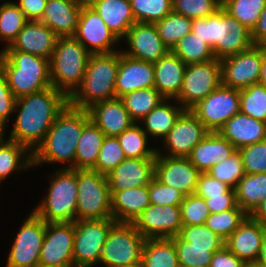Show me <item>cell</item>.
Masks as SVG:
<instances>
[{"instance_id":"1","label":"cell","mask_w":266,"mask_h":267,"mask_svg":"<svg viewBox=\"0 0 266 267\" xmlns=\"http://www.w3.org/2000/svg\"><path fill=\"white\" fill-rule=\"evenodd\" d=\"M68 104L69 98L53 86L16 99L14 110L19 114L8 139L33 153Z\"/></svg>"},{"instance_id":"2","label":"cell","mask_w":266,"mask_h":267,"mask_svg":"<svg viewBox=\"0 0 266 267\" xmlns=\"http://www.w3.org/2000/svg\"><path fill=\"white\" fill-rule=\"evenodd\" d=\"M90 119L88 110L69 104L56 117L42 143L32 153V166L40 163H69L65 168L75 169L77 143Z\"/></svg>"},{"instance_id":"3","label":"cell","mask_w":266,"mask_h":267,"mask_svg":"<svg viewBox=\"0 0 266 267\" xmlns=\"http://www.w3.org/2000/svg\"><path fill=\"white\" fill-rule=\"evenodd\" d=\"M192 31L212 48L218 60L236 55L253 45L251 31L222 7L206 18L193 19Z\"/></svg>"},{"instance_id":"4","label":"cell","mask_w":266,"mask_h":267,"mask_svg":"<svg viewBox=\"0 0 266 267\" xmlns=\"http://www.w3.org/2000/svg\"><path fill=\"white\" fill-rule=\"evenodd\" d=\"M120 50L91 54L81 85L69 97V105L87 110L95 103L116 98L115 83Z\"/></svg>"},{"instance_id":"5","label":"cell","mask_w":266,"mask_h":267,"mask_svg":"<svg viewBox=\"0 0 266 267\" xmlns=\"http://www.w3.org/2000/svg\"><path fill=\"white\" fill-rule=\"evenodd\" d=\"M0 71L15 98L52 86L50 60L22 51H1Z\"/></svg>"},{"instance_id":"6","label":"cell","mask_w":266,"mask_h":267,"mask_svg":"<svg viewBox=\"0 0 266 267\" xmlns=\"http://www.w3.org/2000/svg\"><path fill=\"white\" fill-rule=\"evenodd\" d=\"M90 55L74 37H59L50 59L52 86L69 98L82 83Z\"/></svg>"},{"instance_id":"7","label":"cell","mask_w":266,"mask_h":267,"mask_svg":"<svg viewBox=\"0 0 266 267\" xmlns=\"http://www.w3.org/2000/svg\"><path fill=\"white\" fill-rule=\"evenodd\" d=\"M52 177L47 196L33 212L46 223L75 222L77 169L61 168Z\"/></svg>"},{"instance_id":"8","label":"cell","mask_w":266,"mask_h":267,"mask_svg":"<svg viewBox=\"0 0 266 267\" xmlns=\"http://www.w3.org/2000/svg\"><path fill=\"white\" fill-rule=\"evenodd\" d=\"M76 220L112 218L107 176L92 169H77Z\"/></svg>"},{"instance_id":"9","label":"cell","mask_w":266,"mask_h":267,"mask_svg":"<svg viewBox=\"0 0 266 267\" xmlns=\"http://www.w3.org/2000/svg\"><path fill=\"white\" fill-rule=\"evenodd\" d=\"M146 239L132 223L116 222L107 234L100 262L107 267H120L142 261Z\"/></svg>"},{"instance_id":"10","label":"cell","mask_w":266,"mask_h":267,"mask_svg":"<svg viewBox=\"0 0 266 267\" xmlns=\"http://www.w3.org/2000/svg\"><path fill=\"white\" fill-rule=\"evenodd\" d=\"M115 223L113 218L74 222V267H93L100 262L107 234Z\"/></svg>"},{"instance_id":"11","label":"cell","mask_w":266,"mask_h":267,"mask_svg":"<svg viewBox=\"0 0 266 267\" xmlns=\"http://www.w3.org/2000/svg\"><path fill=\"white\" fill-rule=\"evenodd\" d=\"M222 84L221 63L212 59L204 63L189 64L186 67L183 85L179 95L173 99L190 110Z\"/></svg>"},{"instance_id":"12","label":"cell","mask_w":266,"mask_h":267,"mask_svg":"<svg viewBox=\"0 0 266 267\" xmlns=\"http://www.w3.org/2000/svg\"><path fill=\"white\" fill-rule=\"evenodd\" d=\"M190 110L210 132H218L240 112L239 90L221 84Z\"/></svg>"},{"instance_id":"13","label":"cell","mask_w":266,"mask_h":267,"mask_svg":"<svg viewBox=\"0 0 266 267\" xmlns=\"http://www.w3.org/2000/svg\"><path fill=\"white\" fill-rule=\"evenodd\" d=\"M266 46L253 44L249 49L220 60L222 85L244 89L259 83Z\"/></svg>"},{"instance_id":"14","label":"cell","mask_w":266,"mask_h":267,"mask_svg":"<svg viewBox=\"0 0 266 267\" xmlns=\"http://www.w3.org/2000/svg\"><path fill=\"white\" fill-rule=\"evenodd\" d=\"M45 230L46 222L32 211L14 239L6 267H34L39 265Z\"/></svg>"},{"instance_id":"15","label":"cell","mask_w":266,"mask_h":267,"mask_svg":"<svg viewBox=\"0 0 266 267\" xmlns=\"http://www.w3.org/2000/svg\"><path fill=\"white\" fill-rule=\"evenodd\" d=\"M74 222L46 223L39 265L74 267Z\"/></svg>"},{"instance_id":"16","label":"cell","mask_w":266,"mask_h":267,"mask_svg":"<svg viewBox=\"0 0 266 267\" xmlns=\"http://www.w3.org/2000/svg\"><path fill=\"white\" fill-rule=\"evenodd\" d=\"M73 37L83 44L91 54L118 51L111 46L113 47L115 43L120 41L88 3L82 5L77 29Z\"/></svg>"},{"instance_id":"17","label":"cell","mask_w":266,"mask_h":267,"mask_svg":"<svg viewBox=\"0 0 266 267\" xmlns=\"http://www.w3.org/2000/svg\"><path fill=\"white\" fill-rule=\"evenodd\" d=\"M132 224L145 239L175 237L182 228L180 206L150 204Z\"/></svg>"},{"instance_id":"18","label":"cell","mask_w":266,"mask_h":267,"mask_svg":"<svg viewBox=\"0 0 266 267\" xmlns=\"http://www.w3.org/2000/svg\"><path fill=\"white\" fill-rule=\"evenodd\" d=\"M200 173L188 158L164 156L157 149L154 177L164 185L188 196L195 193Z\"/></svg>"},{"instance_id":"19","label":"cell","mask_w":266,"mask_h":267,"mask_svg":"<svg viewBox=\"0 0 266 267\" xmlns=\"http://www.w3.org/2000/svg\"><path fill=\"white\" fill-rule=\"evenodd\" d=\"M209 132L191 110H185L163 139L164 148L169 152L165 156L187 158Z\"/></svg>"},{"instance_id":"20","label":"cell","mask_w":266,"mask_h":267,"mask_svg":"<svg viewBox=\"0 0 266 267\" xmlns=\"http://www.w3.org/2000/svg\"><path fill=\"white\" fill-rule=\"evenodd\" d=\"M124 38L129 50L122 53L136 60L154 64L170 51L159 36L155 23L135 22Z\"/></svg>"},{"instance_id":"21","label":"cell","mask_w":266,"mask_h":267,"mask_svg":"<svg viewBox=\"0 0 266 267\" xmlns=\"http://www.w3.org/2000/svg\"><path fill=\"white\" fill-rule=\"evenodd\" d=\"M265 235L266 224L247 216L225 240V246L249 266L256 264Z\"/></svg>"},{"instance_id":"22","label":"cell","mask_w":266,"mask_h":267,"mask_svg":"<svg viewBox=\"0 0 266 267\" xmlns=\"http://www.w3.org/2000/svg\"><path fill=\"white\" fill-rule=\"evenodd\" d=\"M58 38L41 21H27L17 38L2 51H22L50 60Z\"/></svg>"},{"instance_id":"23","label":"cell","mask_w":266,"mask_h":267,"mask_svg":"<svg viewBox=\"0 0 266 267\" xmlns=\"http://www.w3.org/2000/svg\"><path fill=\"white\" fill-rule=\"evenodd\" d=\"M155 175V158H126L107 175L110 191L149 185Z\"/></svg>"},{"instance_id":"24","label":"cell","mask_w":266,"mask_h":267,"mask_svg":"<svg viewBox=\"0 0 266 267\" xmlns=\"http://www.w3.org/2000/svg\"><path fill=\"white\" fill-rule=\"evenodd\" d=\"M154 64L133 59L120 52L119 68L116 77V98L139 89L154 88Z\"/></svg>"},{"instance_id":"25","label":"cell","mask_w":266,"mask_h":267,"mask_svg":"<svg viewBox=\"0 0 266 267\" xmlns=\"http://www.w3.org/2000/svg\"><path fill=\"white\" fill-rule=\"evenodd\" d=\"M87 110L105 136L117 137L135 123L120 98L95 103Z\"/></svg>"},{"instance_id":"26","label":"cell","mask_w":266,"mask_h":267,"mask_svg":"<svg viewBox=\"0 0 266 267\" xmlns=\"http://www.w3.org/2000/svg\"><path fill=\"white\" fill-rule=\"evenodd\" d=\"M83 4L75 0H48L39 21L58 37H73Z\"/></svg>"},{"instance_id":"27","label":"cell","mask_w":266,"mask_h":267,"mask_svg":"<svg viewBox=\"0 0 266 267\" xmlns=\"http://www.w3.org/2000/svg\"><path fill=\"white\" fill-rule=\"evenodd\" d=\"M218 132L239 150L266 140V123L241 112L231 117Z\"/></svg>"},{"instance_id":"28","label":"cell","mask_w":266,"mask_h":267,"mask_svg":"<svg viewBox=\"0 0 266 267\" xmlns=\"http://www.w3.org/2000/svg\"><path fill=\"white\" fill-rule=\"evenodd\" d=\"M110 192L112 218L119 223H133L151 204L149 185Z\"/></svg>"},{"instance_id":"29","label":"cell","mask_w":266,"mask_h":267,"mask_svg":"<svg viewBox=\"0 0 266 267\" xmlns=\"http://www.w3.org/2000/svg\"><path fill=\"white\" fill-rule=\"evenodd\" d=\"M235 151L236 148L219 132H209L187 158L201 173H206Z\"/></svg>"},{"instance_id":"30","label":"cell","mask_w":266,"mask_h":267,"mask_svg":"<svg viewBox=\"0 0 266 267\" xmlns=\"http://www.w3.org/2000/svg\"><path fill=\"white\" fill-rule=\"evenodd\" d=\"M187 65L172 51L154 63V88L165 98L175 99L182 88Z\"/></svg>"},{"instance_id":"31","label":"cell","mask_w":266,"mask_h":267,"mask_svg":"<svg viewBox=\"0 0 266 267\" xmlns=\"http://www.w3.org/2000/svg\"><path fill=\"white\" fill-rule=\"evenodd\" d=\"M109 29L121 40L136 22L130 0H87Z\"/></svg>"},{"instance_id":"32","label":"cell","mask_w":266,"mask_h":267,"mask_svg":"<svg viewBox=\"0 0 266 267\" xmlns=\"http://www.w3.org/2000/svg\"><path fill=\"white\" fill-rule=\"evenodd\" d=\"M105 134L89 119L85 124L75 153V169H93Z\"/></svg>"},{"instance_id":"33","label":"cell","mask_w":266,"mask_h":267,"mask_svg":"<svg viewBox=\"0 0 266 267\" xmlns=\"http://www.w3.org/2000/svg\"><path fill=\"white\" fill-rule=\"evenodd\" d=\"M170 99L163 100L159 105H157L149 114H147L141 123L145 124V129H143L146 134L155 137L167 136L170 130L173 128L177 119L185 111L183 107L172 106L169 104Z\"/></svg>"},{"instance_id":"34","label":"cell","mask_w":266,"mask_h":267,"mask_svg":"<svg viewBox=\"0 0 266 267\" xmlns=\"http://www.w3.org/2000/svg\"><path fill=\"white\" fill-rule=\"evenodd\" d=\"M234 190L237 205L249 215L266 199V173L245 174Z\"/></svg>"},{"instance_id":"35","label":"cell","mask_w":266,"mask_h":267,"mask_svg":"<svg viewBox=\"0 0 266 267\" xmlns=\"http://www.w3.org/2000/svg\"><path fill=\"white\" fill-rule=\"evenodd\" d=\"M144 267H180L172 238L146 239L142 253Z\"/></svg>"},{"instance_id":"36","label":"cell","mask_w":266,"mask_h":267,"mask_svg":"<svg viewBox=\"0 0 266 267\" xmlns=\"http://www.w3.org/2000/svg\"><path fill=\"white\" fill-rule=\"evenodd\" d=\"M3 136L0 134V182L17 170L32 167V153L20 143L4 140Z\"/></svg>"},{"instance_id":"37","label":"cell","mask_w":266,"mask_h":267,"mask_svg":"<svg viewBox=\"0 0 266 267\" xmlns=\"http://www.w3.org/2000/svg\"><path fill=\"white\" fill-rule=\"evenodd\" d=\"M131 118L137 123L165 98L155 88L139 89L120 97Z\"/></svg>"},{"instance_id":"38","label":"cell","mask_w":266,"mask_h":267,"mask_svg":"<svg viewBox=\"0 0 266 267\" xmlns=\"http://www.w3.org/2000/svg\"><path fill=\"white\" fill-rule=\"evenodd\" d=\"M186 65L215 59L212 48L193 31L184 36L171 50Z\"/></svg>"},{"instance_id":"39","label":"cell","mask_w":266,"mask_h":267,"mask_svg":"<svg viewBox=\"0 0 266 267\" xmlns=\"http://www.w3.org/2000/svg\"><path fill=\"white\" fill-rule=\"evenodd\" d=\"M126 158H155L157 148H148V137L142 127L134 123L117 136Z\"/></svg>"},{"instance_id":"40","label":"cell","mask_w":266,"mask_h":267,"mask_svg":"<svg viewBox=\"0 0 266 267\" xmlns=\"http://www.w3.org/2000/svg\"><path fill=\"white\" fill-rule=\"evenodd\" d=\"M172 239L180 267H209L213 254L223 248L191 246V242L184 241L179 235Z\"/></svg>"},{"instance_id":"41","label":"cell","mask_w":266,"mask_h":267,"mask_svg":"<svg viewBox=\"0 0 266 267\" xmlns=\"http://www.w3.org/2000/svg\"><path fill=\"white\" fill-rule=\"evenodd\" d=\"M155 25L159 36L170 51L179 40L192 31V19L173 11Z\"/></svg>"},{"instance_id":"42","label":"cell","mask_w":266,"mask_h":267,"mask_svg":"<svg viewBox=\"0 0 266 267\" xmlns=\"http://www.w3.org/2000/svg\"><path fill=\"white\" fill-rule=\"evenodd\" d=\"M221 7L252 31L266 7V0H222Z\"/></svg>"},{"instance_id":"43","label":"cell","mask_w":266,"mask_h":267,"mask_svg":"<svg viewBox=\"0 0 266 267\" xmlns=\"http://www.w3.org/2000/svg\"><path fill=\"white\" fill-rule=\"evenodd\" d=\"M28 20L16 3L9 1L0 6V40L7 42L8 47L17 38Z\"/></svg>"},{"instance_id":"44","label":"cell","mask_w":266,"mask_h":267,"mask_svg":"<svg viewBox=\"0 0 266 267\" xmlns=\"http://www.w3.org/2000/svg\"><path fill=\"white\" fill-rule=\"evenodd\" d=\"M240 112L266 123V86L254 83L240 89Z\"/></svg>"},{"instance_id":"45","label":"cell","mask_w":266,"mask_h":267,"mask_svg":"<svg viewBox=\"0 0 266 267\" xmlns=\"http://www.w3.org/2000/svg\"><path fill=\"white\" fill-rule=\"evenodd\" d=\"M248 214L239 206L218 213H211L205 225L214 233L226 240L245 220Z\"/></svg>"},{"instance_id":"46","label":"cell","mask_w":266,"mask_h":267,"mask_svg":"<svg viewBox=\"0 0 266 267\" xmlns=\"http://www.w3.org/2000/svg\"><path fill=\"white\" fill-rule=\"evenodd\" d=\"M207 173L234 189L239 180L245 175L244 164L239 150H236L227 159L212 166Z\"/></svg>"},{"instance_id":"47","label":"cell","mask_w":266,"mask_h":267,"mask_svg":"<svg viewBox=\"0 0 266 267\" xmlns=\"http://www.w3.org/2000/svg\"><path fill=\"white\" fill-rule=\"evenodd\" d=\"M136 22L156 23L172 12V0H130Z\"/></svg>"},{"instance_id":"48","label":"cell","mask_w":266,"mask_h":267,"mask_svg":"<svg viewBox=\"0 0 266 267\" xmlns=\"http://www.w3.org/2000/svg\"><path fill=\"white\" fill-rule=\"evenodd\" d=\"M126 159L117 137L105 136L97 158L96 166L92 169L103 175H108Z\"/></svg>"},{"instance_id":"49","label":"cell","mask_w":266,"mask_h":267,"mask_svg":"<svg viewBox=\"0 0 266 267\" xmlns=\"http://www.w3.org/2000/svg\"><path fill=\"white\" fill-rule=\"evenodd\" d=\"M222 6V0H172V11L189 19L206 18Z\"/></svg>"},{"instance_id":"50","label":"cell","mask_w":266,"mask_h":267,"mask_svg":"<svg viewBox=\"0 0 266 267\" xmlns=\"http://www.w3.org/2000/svg\"><path fill=\"white\" fill-rule=\"evenodd\" d=\"M184 241L191 242V246L224 247L225 240L204 225L182 226L179 234Z\"/></svg>"},{"instance_id":"51","label":"cell","mask_w":266,"mask_h":267,"mask_svg":"<svg viewBox=\"0 0 266 267\" xmlns=\"http://www.w3.org/2000/svg\"><path fill=\"white\" fill-rule=\"evenodd\" d=\"M182 226L204 225L211 214L205 199L191 194L180 205Z\"/></svg>"},{"instance_id":"52","label":"cell","mask_w":266,"mask_h":267,"mask_svg":"<svg viewBox=\"0 0 266 267\" xmlns=\"http://www.w3.org/2000/svg\"><path fill=\"white\" fill-rule=\"evenodd\" d=\"M245 174L266 173V140L239 149Z\"/></svg>"},{"instance_id":"53","label":"cell","mask_w":266,"mask_h":267,"mask_svg":"<svg viewBox=\"0 0 266 267\" xmlns=\"http://www.w3.org/2000/svg\"><path fill=\"white\" fill-rule=\"evenodd\" d=\"M151 204L180 206L186 195L171 186H166L155 177L149 184Z\"/></svg>"},{"instance_id":"54","label":"cell","mask_w":266,"mask_h":267,"mask_svg":"<svg viewBox=\"0 0 266 267\" xmlns=\"http://www.w3.org/2000/svg\"><path fill=\"white\" fill-rule=\"evenodd\" d=\"M16 98L12 93L5 76L0 71V134H4L6 122L15 111Z\"/></svg>"},{"instance_id":"55","label":"cell","mask_w":266,"mask_h":267,"mask_svg":"<svg viewBox=\"0 0 266 267\" xmlns=\"http://www.w3.org/2000/svg\"><path fill=\"white\" fill-rule=\"evenodd\" d=\"M230 188V186L213 178L207 172L200 173L194 194L206 199L207 197L222 196Z\"/></svg>"},{"instance_id":"56","label":"cell","mask_w":266,"mask_h":267,"mask_svg":"<svg viewBox=\"0 0 266 267\" xmlns=\"http://www.w3.org/2000/svg\"><path fill=\"white\" fill-rule=\"evenodd\" d=\"M205 202L210 213L231 210L238 206L235 190L233 188H230L226 193L222 194V196L207 197Z\"/></svg>"},{"instance_id":"57","label":"cell","mask_w":266,"mask_h":267,"mask_svg":"<svg viewBox=\"0 0 266 267\" xmlns=\"http://www.w3.org/2000/svg\"><path fill=\"white\" fill-rule=\"evenodd\" d=\"M209 267H248L226 246L213 254Z\"/></svg>"},{"instance_id":"58","label":"cell","mask_w":266,"mask_h":267,"mask_svg":"<svg viewBox=\"0 0 266 267\" xmlns=\"http://www.w3.org/2000/svg\"><path fill=\"white\" fill-rule=\"evenodd\" d=\"M47 1L48 0H19V3L16 4L28 21H39L43 16Z\"/></svg>"},{"instance_id":"59","label":"cell","mask_w":266,"mask_h":267,"mask_svg":"<svg viewBox=\"0 0 266 267\" xmlns=\"http://www.w3.org/2000/svg\"><path fill=\"white\" fill-rule=\"evenodd\" d=\"M253 44L266 46V7L260 13L256 26L251 31Z\"/></svg>"},{"instance_id":"60","label":"cell","mask_w":266,"mask_h":267,"mask_svg":"<svg viewBox=\"0 0 266 267\" xmlns=\"http://www.w3.org/2000/svg\"><path fill=\"white\" fill-rule=\"evenodd\" d=\"M248 216L253 220L266 224V199L261 201Z\"/></svg>"},{"instance_id":"61","label":"cell","mask_w":266,"mask_h":267,"mask_svg":"<svg viewBox=\"0 0 266 267\" xmlns=\"http://www.w3.org/2000/svg\"><path fill=\"white\" fill-rule=\"evenodd\" d=\"M256 264L261 266V267H266V235L264 237L261 251L259 254V258H258Z\"/></svg>"},{"instance_id":"62","label":"cell","mask_w":266,"mask_h":267,"mask_svg":"<svg viewBox=\"0 0 266 267\" xmlns=\"http://www.w3.org/2000/svg\"><path fill=\"white\" fill-rule=\"evenodd\" d=\"M259 83L266 86V52L263 54V62H262V67H261V72H260V77H259Z\"/></svg>"},{"instance_id":"63","label":"cell","mask_w":266,"mask_h":267,"mask_svg":"<svg viewBox=\"0 0 266 267\" xmlns=\"http://www.w3.org/2000/svg\"><path fill=\"white\" fill-rule=\"evenodd\" d=\"M120 267H144V264L142 261L130 265L120 266Z\"/></svg>"},{"instance_id":"64","label":"cell","mask_w":266,"mask_h":267,"mask_svg":"<svg viewBox=\"0 0 266 267\" xmlns=\"http://www.w3.org/2000/svg\"><path fill=\"white\" fill-rule=\"evenodd\" d=\"M248 267H261V266H259L257 264H252V265H249Z\"/></svg>"},{"instance_id":"65","label":"cell","mask_w":266,"mask_h":267,"mask_svg":"<svg viewBox=\"0 0 266 267\" xmlns=\"http://www.w3.org/2000/svg\"><path fill=\"white\" fill-rule=\"evenodd\" d=\"M75 1H79L81 3H87V0H75Z\"/></svg>"}]
</instances>
